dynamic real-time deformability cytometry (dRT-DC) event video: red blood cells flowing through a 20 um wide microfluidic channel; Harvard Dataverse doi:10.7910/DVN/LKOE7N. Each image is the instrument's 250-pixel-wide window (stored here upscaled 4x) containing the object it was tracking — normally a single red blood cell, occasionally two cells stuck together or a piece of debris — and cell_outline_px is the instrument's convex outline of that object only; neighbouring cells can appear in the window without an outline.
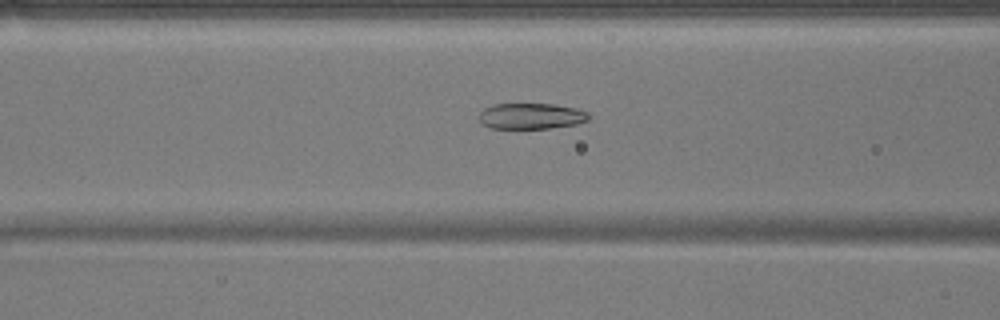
{"species": "common noctule bat (a hibernating species)", "species_latin": "Nyctalus noctula", "temperature_condition": "warm", "stored_images_in_passage": 51, "camera_frame_rate_fps": 3000, "um_per_image_px": 0.085, "animal": {"sex": "male", "body_mass_g": 17.9}, "frame": {"image": 1, "passage_image": 20, "time_ms": 6.333, "image_size_px": [1000, 320], "cell_outline_px": [[588, 120], [576, 124], [548, 128], [492, 128], [484, 124], [480, 120], [480, 112], [484, 108], [492, 104], [556, 104], [576, 108], [588, 112]], "centroid_in_image_um": [45.16, 9.85], "position_along_channel_um": 121.4, "area_um2": 16.42}}
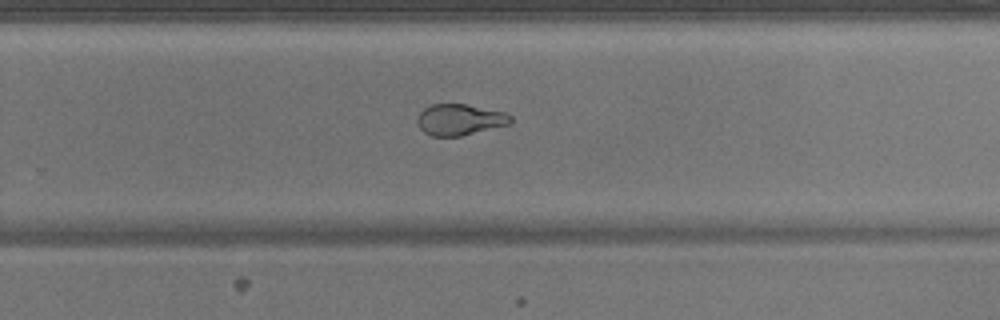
{"frame": {"image": 2, "passage_image": 33, "time_ms": 10.667, "image_size_px": [1000, 320], "cell_outline_px": [[512, 124], [460, 136], [432, 136], [424, 132], [420, 128], [416, 120], [416, 116], [424, 108], [432, 104], [464, 104], [504, 112], [512, 116]], "centroid_in_image_um": [39.08, 10.17], "position_along_channel_um": 290.7, "area_um2": 16.99}}
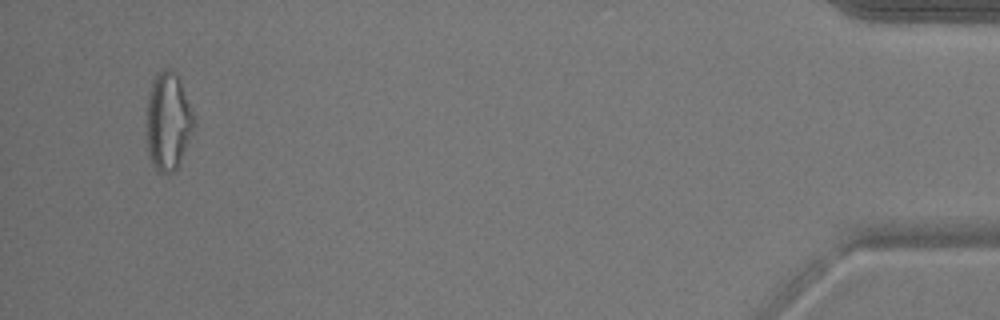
{"frame": {"image": 3, "passage_image": 49, "time_ms": 16.0, "image_size_px": [1000, 320], "cell_outline_px": [[196, 124], [176, 168], [172, 172], [156, 172], [148, 156], [148, 96], [152, 80], [156, 72], [164, 68], [168, 68], [176, 72], [180, 80], [196, 120]], "centroid_in_image_um": [14.3, 10.28], "position_along_channel_um": 420.9, "area_um2": 26.82}, "authors_computed_cell_mechanics": {"area_um2": 20.8658, "velocity_mm_per_s": 3.9121, "shape_relaxation_time_tau1_ms": 4.3628, "shape_relaxation_time_tau2_ms": 1.3926, "deformation_change_tau1": 0.175, "deformation_change_tau2": 0.0739}}